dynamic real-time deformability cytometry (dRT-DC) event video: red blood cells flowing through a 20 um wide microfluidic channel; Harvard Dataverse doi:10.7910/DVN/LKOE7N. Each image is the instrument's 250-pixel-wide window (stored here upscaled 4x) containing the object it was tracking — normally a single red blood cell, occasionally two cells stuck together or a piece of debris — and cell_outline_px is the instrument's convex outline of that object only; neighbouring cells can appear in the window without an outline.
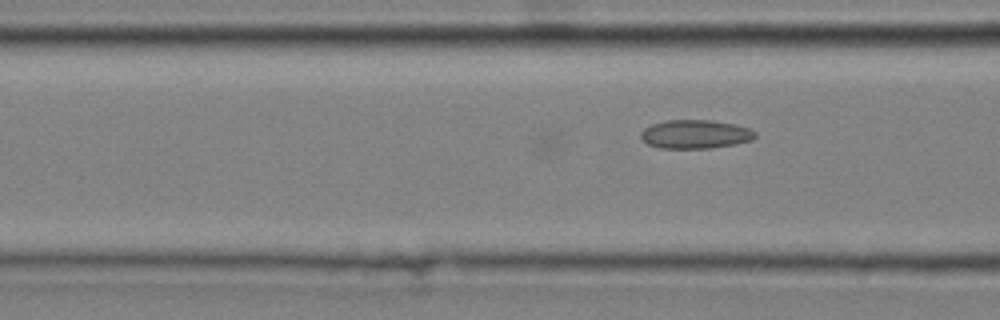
{"species": "common noctule bat (a hibernating species)", "species_latin": "Nyctalus noctula", "temperature_condition": "cold", "stored_images_in_passage": 13, "camera_frame_rate_fps": 3000, "um_per_image_px": 0.085, "animal": {"sex": "male", "body_mass_g": 20.4}, "frame": {"image": 1, "passage_image": 9, "time_ms": 2.667, "image_size_px": [1000, 320], "cell_outline_px": [[756, 136], [752, 140], [736, 144], [712, 148], [660, 148], [648, 144], [640, 140], [640, 132], [644, 128], [652, 124], [664, 120], [712, 120], [752, 128], [756, 132]], "centroid_in_image_um": [59.09, 11.41], "position_along_channel_um": 107.5, "area_um2": 19.36}}
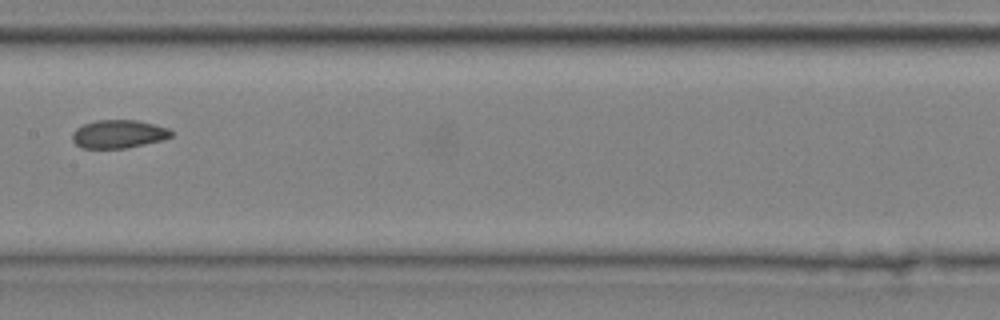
{"frame": {"image": 2, "passage_image": 12, "time_ms": 3.667, "image_size_px": [1000, 320], "cell_outline_px": [[172, 136], [164, 140], [128, 148], [80, 148], [72, 140], [72, 132], [76, 128], [84, 124], [96, 120], [136, 120], [168, 128], [172, 132]], "centroid_in_image_um": [10.06, 11.4], "position_along_channel_um": 197.3, "area_um2": 16.36}}
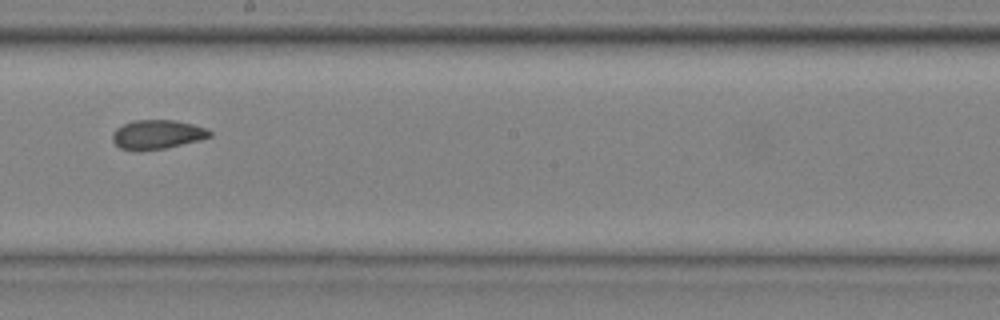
{"frame": {"image": 3, "passage_image": 13, "time_ms": 4.0, "image_size_px": [1000, 320], "cell_outline_px": [[212, 136], [200, 140], [164, 148], [140, 152], [132, 152], [120, 148], [112, 140], [112, 132], [116, 128], [132, 120], [176, 120], [208, 128], [212, 132]], "centroid_in_image_um": [13.34, 11.44], "position_along_channel_um": 234.9, "area_um2": 16.88}}